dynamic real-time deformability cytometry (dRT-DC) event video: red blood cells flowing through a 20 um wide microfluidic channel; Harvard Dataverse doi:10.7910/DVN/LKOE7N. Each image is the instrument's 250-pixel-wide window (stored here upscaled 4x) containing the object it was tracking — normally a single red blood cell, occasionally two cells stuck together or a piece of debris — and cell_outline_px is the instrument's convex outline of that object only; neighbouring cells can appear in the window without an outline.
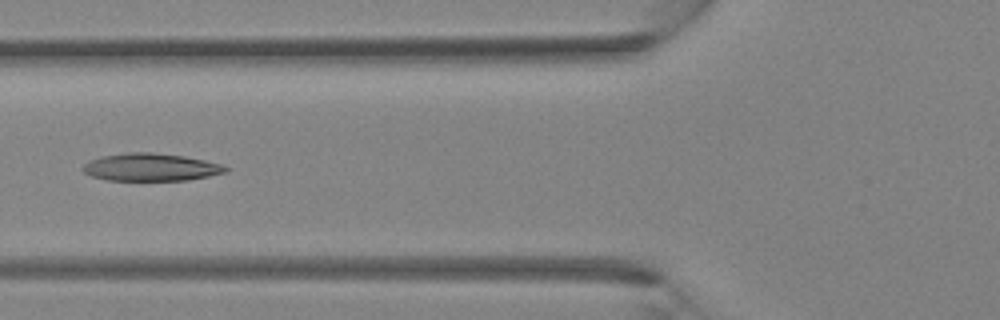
{"species": "Egyptian fruit bat (a non-hibernating species)", "species_latin": "Rousettus aegyptiacus", "temperature_condition": "room temperature", "stored_images_in_passage": 5, "camera_frame_rate_fps": 3000, "um_per_image_px": 0.085, "animal": {"sex": "female"}, "frame": {"image": 1, "passage_image": 5, "time_ms": 4.667, "image_size_px": [1000, 320], "cell_outline_px": [[228, 172], [188, 180], [108, 180], [92, 176], [84, 172], [80, 168], [88, 160], [100, 156], [128, 152], [152, 152], [184, 156], [204, 160], [220, 164], [228, 168]], "centroid_in_image_um": [12.78, 14.2], "position_along_channel_um": 113.0, "area_um2": 23.0}}